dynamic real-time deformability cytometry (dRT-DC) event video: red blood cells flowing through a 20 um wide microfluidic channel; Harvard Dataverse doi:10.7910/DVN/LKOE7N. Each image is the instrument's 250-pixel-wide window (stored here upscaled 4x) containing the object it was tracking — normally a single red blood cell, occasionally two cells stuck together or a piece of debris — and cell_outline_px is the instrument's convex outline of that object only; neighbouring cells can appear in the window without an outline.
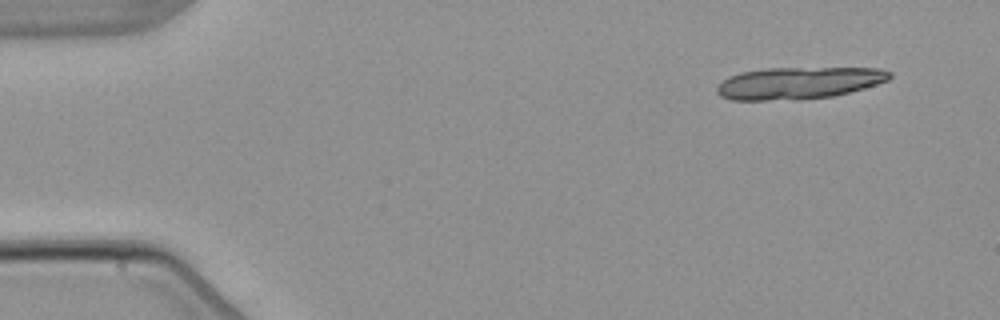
{"species": "common noctule bat (a hibernating species)", "species_latin": "Nyctalus noctula", "temperature_condition": "warm", "stored_images_in_passage": 6, "camera_frame_rate_fps": 3000, "um_per_image_px": 0.085, "animal": {"sex": "male", "body_mass_g": 21.5, "forearm_length_mm": 52.0}, "frame": {"image": 1, "passage_image": 1, "time_ms": 0.0, "image_size_px": [1000, 320], "cell_outline_px": [[892, 76], [888, 80], [864, 88], [832, 96], [800, 100], [732, 100], [720, 96], [716, 92], [716, 88], [728, 76], [740, 72], [764, 68], [880, 68], [892, 72]], "centroid_in_image_um": [67.87, 7.05], "position_along_channel_um": 17.1, "area_um2": 32.37}}